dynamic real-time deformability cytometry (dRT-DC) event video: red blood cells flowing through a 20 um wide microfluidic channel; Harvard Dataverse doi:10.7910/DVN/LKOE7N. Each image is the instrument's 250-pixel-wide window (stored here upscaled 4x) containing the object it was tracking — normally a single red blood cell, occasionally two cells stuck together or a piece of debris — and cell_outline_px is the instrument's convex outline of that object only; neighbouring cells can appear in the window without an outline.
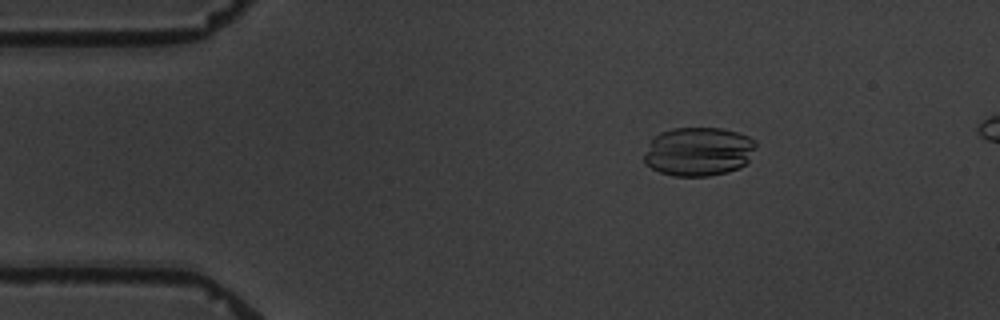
{"species": "common noctule bat (a hibernating species)", "species_latin": "Nyctalus noctula", "temperature_condition": "warm", "stored_images_in_passage": 5, "camera_frame_rate_fps": 3000, "um_per_image_px": 0.085, "animal": {"sex": "male", "body_mass_g": 19.5, "forearm_length_mm": 54.6}, "frame": {"image": 1, "passage_image": 3, "time_ms": 2.333, "image_size_px": [1000, 320], "cell_outline_px": [[756, 148], [748, 160], [740, 168], [728, 172], [708, 176], [676, 176], [660, 172], [644, 164], [644, 152], [652, 140], [660, 132], [672, 128], [720, 128], [736, 132], [748, 136], [756, 140]], "centroid_in_image_um": [59.38, 12.88], "position_along_channel_um": 25.6, "area_um2": 31.91}}